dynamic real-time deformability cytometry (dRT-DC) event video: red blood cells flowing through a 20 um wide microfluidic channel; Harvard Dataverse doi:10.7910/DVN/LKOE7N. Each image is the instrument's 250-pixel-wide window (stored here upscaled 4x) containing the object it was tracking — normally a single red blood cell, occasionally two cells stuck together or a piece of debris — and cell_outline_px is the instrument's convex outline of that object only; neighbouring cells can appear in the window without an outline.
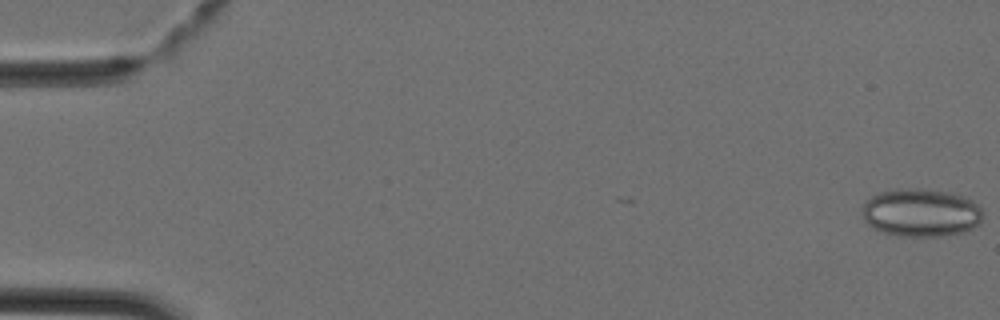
{"species": "Egyptian fruit bat (a non-hibernating species)", "species_latin": "Rousettus aegyptiacus", "temperature_condition": "cold", "stored_images_in_passage": 4, "camera_frame_rate_fps": 3000, "um_per_image_px": 0.085, "animal": {"sex": "female"}, "frame": {"image": 1, "passage_image": 1, "time_ms": 0.0, "image_size_px": [1000, 320], "cell_outline_px": [[980, 224], [964, 232], [940, 236], [900, 236], [884, 232], [868, 224], [864, 220], [864, 204], [872, 196], [880, 192], [892, 188], [920, 188], [952, 192], [968, 196], [980, 208]], "centroid_in_image_um": [78.31, 18.05], "position_along_channel_um": 6.7, "area_um2": 33.81}}